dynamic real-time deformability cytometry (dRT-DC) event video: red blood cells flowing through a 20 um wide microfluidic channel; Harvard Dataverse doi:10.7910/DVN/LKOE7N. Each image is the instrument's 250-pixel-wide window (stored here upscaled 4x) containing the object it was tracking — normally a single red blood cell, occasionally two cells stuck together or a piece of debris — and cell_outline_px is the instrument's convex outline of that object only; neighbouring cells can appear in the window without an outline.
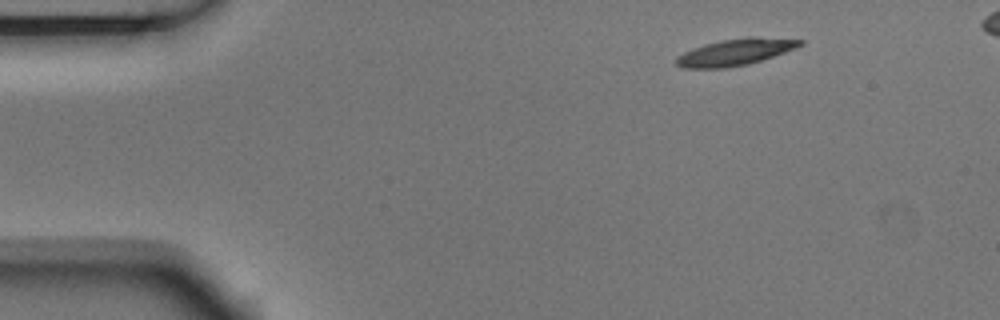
{"species": "Egyptian fruit bat (a non-hibernating species)", "species_latin": "Rousettus aegyptiacus", "temperature_condition": "room temperature", "stored_images_in_passage": 2, "camera_frame_rate_fps": 3000, "um_per_image_px": 0.085, "animal": {"sex": "male"}, "frame": {"image": 1, "passage_image": 2, "time_ms": 0.333, "image_size_px": [1000, 320], "cell_outline_px": [[804, 44], [796, 48], [748, 64], [728, 68], [684, 68], [676, 64], [676, 56], [692, 48], [704, 44], [720, 40], [748, 36], [760, 36], [804, 40]], "centroid_in_image_um": [62.5, 4.41], "position_along_channel_um": 22.5, "area_um2": 19.31}}